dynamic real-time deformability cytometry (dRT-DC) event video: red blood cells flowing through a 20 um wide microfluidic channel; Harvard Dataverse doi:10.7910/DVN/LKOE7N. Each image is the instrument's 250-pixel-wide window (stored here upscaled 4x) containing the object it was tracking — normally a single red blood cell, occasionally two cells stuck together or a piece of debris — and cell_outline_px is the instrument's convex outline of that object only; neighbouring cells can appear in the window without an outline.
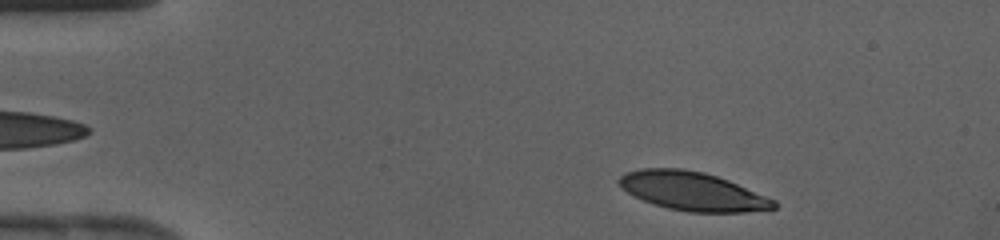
{"species": "human", "species_latin": "Homo sapiens", "temperature_condition": "cold", "stored_images_in_passage": 38, "camera_frame_rate_fps": 3000, "um_per_image_px": 0.085, "donor": {"sex": "female"}, "frame": {"image": 1, "passage_image": 2, "time_ms": 0.333, "image_size_px": [1000, 240], "cell_outline_px": [[776, 208], [744, 212], [688, 212], [668, 208], [644, 200], [628, 192], [616, 180], [624, 172], [640, 168], [684, 168], [704, 172], [728, 180], [776, 200]], "centroid_in_image_um": [58.86, 16.24], "position_along_channel_um": 26.1, "area_um2": 34.62}}
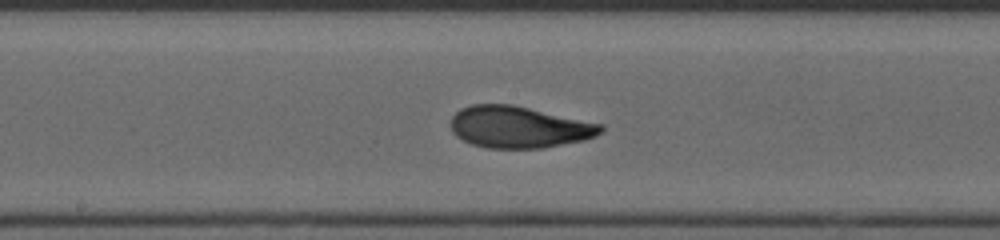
{"frame": {"image": 2, "passage_image": 18, "time_ms": 5.667, "image_size_px": [1000, 240], "cell_outline_px": [[604, 132], [596, 136], [584, 140], [544, 148], [488, 148], [472, 144], [456, 136], [452, 132], [452, 116], [460, 108], [472, 104], [512, 104], [604, 124]], "centroid_in_image_um": [44.15, 10.8], "position_along_channel_um": 204.1, "area_um2": 36.65}}
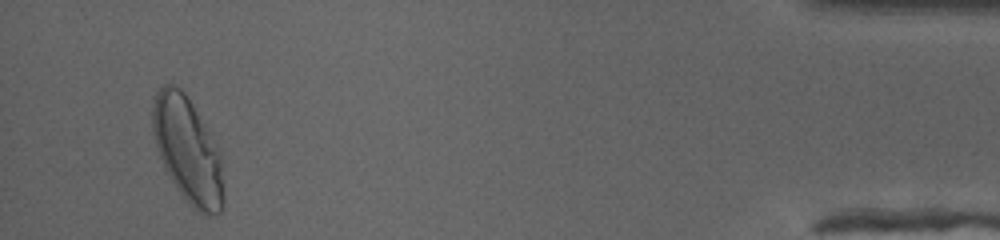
{"frame": {"image": 3, "passage_image": 36, "time_ms": 11.667, "image_size_px": [1000, 240], "cell_outline_px": [[224, 196], [220, 212], [208, 216], [204, 216], [192, 208], [176, 188], [164, 168], [156, 148], [152, 132], [152, 108], [156, 92], [164, 84], [172, 84], [180, 88], [188, 96], [220, 148]], "centroid_in_image_um": [15.96, 12.77], "position_along_channel_um": 419.2, "area_um2": 44.27}}